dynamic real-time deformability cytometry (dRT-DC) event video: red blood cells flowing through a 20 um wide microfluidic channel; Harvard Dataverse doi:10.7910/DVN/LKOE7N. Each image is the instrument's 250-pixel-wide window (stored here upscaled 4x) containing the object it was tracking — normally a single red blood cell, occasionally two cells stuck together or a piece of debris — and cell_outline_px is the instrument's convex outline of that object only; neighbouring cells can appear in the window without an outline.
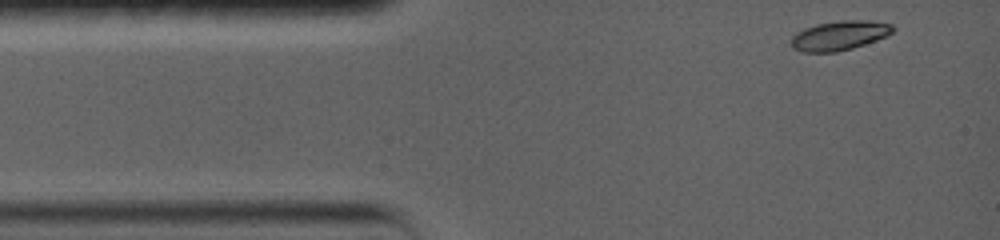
{"species": "common noctule bat (a hibernating species)", "species_latin": "Nyctalus noctula", "temperature_condition": "warm", "stored_images_in_passage": 41, "camera_frame_rate_fps": 5000, "um_per_image_px": 0.085, "animal": {"sex": "female", "body_mass_g": 19.0, "forearm_length_mm": 56.7}, "frame": {"image": 1, "passage_image": 1, "time_ms": 0.0, "image_size_px": [1000, 240], "cell_outline_px": [[896, 28], [888, 36], [852, 48], [836, 52], [804, 52], [792, 48], [792, 36], [796, 32], [804, 28], [816, 24], [840, 20], [868, 20], [892, 24]], "centroid_in_image_um": [71.37, 3.01], "position_along_channel_um": 13.6, "area_um2": 17.51}}
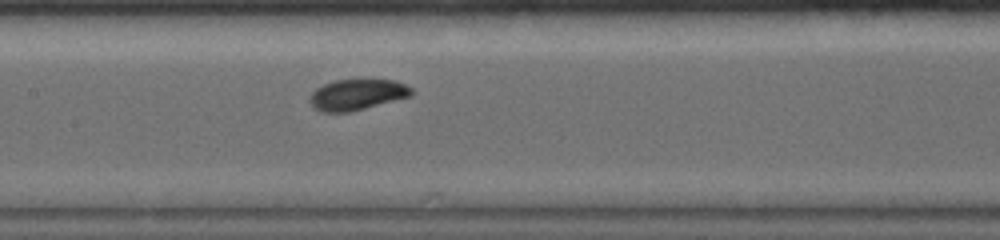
{"frame": {"image": 2, "passage_image": 18, "time_ms": 6.0, "image_size_px": [1000, 240], "cell_outline_px": [[416, 92], [412, 96], [348, 112], [320, 112], [312, 108], [308, 100], [312, 92], [316, 88], [324, 84], [336, 80], [364, 76], [396, 80], [412, 88]], "centroid_in_image_um": [30.37, 7.99], "position_along_channel_um": 177.0, "area_um2": 19.25}}
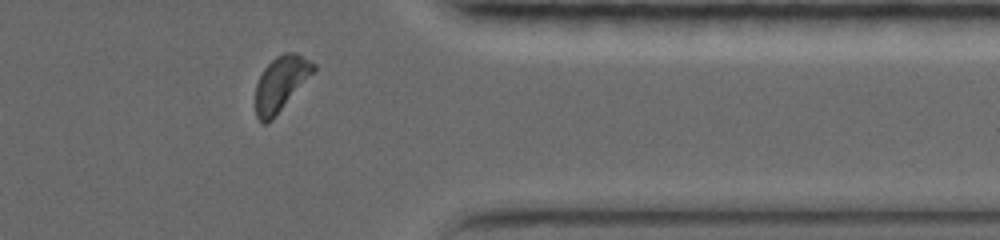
{"frame": {"image": 3, "passage_image": 35, "time_ms": 12.0, "image_size_px": [1000, 240], "cell_outline_px": [[316, 72], [272, 120], [268, 124], [264, 124], [256, 116], [256, 84], [264, 68], [276, 56], [284, 52], [296, 52], [316, 64]], "centroid_in_image_um": [23.91, 7.1], "position_along_channel_um": 387.5, "area_um2": 18.79}, "authors_computed_cell_mechanics": {"area_um2": 18.3226, "velocity_mm_per_s": 3.6379, "shape_relaxation_time_tau1_ms": 1.8884, "shape_relaxation_time_tau2_ms": null, "deformation_change_tau1": 0.0928, "deformation_change_tau2": null}}